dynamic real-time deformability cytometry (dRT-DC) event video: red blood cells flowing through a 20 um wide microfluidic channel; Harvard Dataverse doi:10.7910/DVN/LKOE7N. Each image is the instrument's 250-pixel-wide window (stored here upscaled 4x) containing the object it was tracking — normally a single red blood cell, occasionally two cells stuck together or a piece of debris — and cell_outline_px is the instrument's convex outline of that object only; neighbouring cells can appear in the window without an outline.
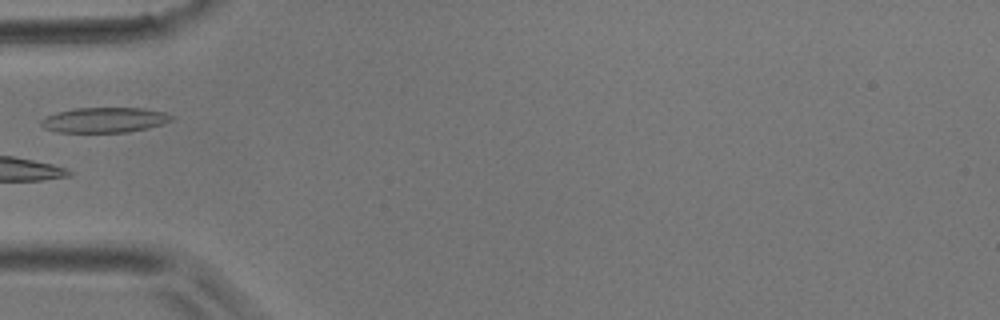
{"species": "common noctule bat (a hibernating species)", "species_latin": "Nyctalus noctula", "temperature_condition": "room temperature", "stored_images_in_passage": 4, "camera_frame_rate_fps": 3000, "um_per_image_px": 0.085, "animal": {"sex": "male", "body_mass_g": 17.9}, "frame": {"image": 1, "passage_image": 4, "time_ms": 1.0, "image_size_px": [1000, 320], "cell_outline_px": [[172, 120], [148, 128], [128, 132], [60, 132], [44, 128], [40, 124], [40, 120], [44, 116], [56, 112], [76, 108], [144, 108], [164, 112], [172, 116]], "centroid_in_image_um": [8.83, 10.19], "position_along_channel_um": 76.2, "area_um2": 19.07}}